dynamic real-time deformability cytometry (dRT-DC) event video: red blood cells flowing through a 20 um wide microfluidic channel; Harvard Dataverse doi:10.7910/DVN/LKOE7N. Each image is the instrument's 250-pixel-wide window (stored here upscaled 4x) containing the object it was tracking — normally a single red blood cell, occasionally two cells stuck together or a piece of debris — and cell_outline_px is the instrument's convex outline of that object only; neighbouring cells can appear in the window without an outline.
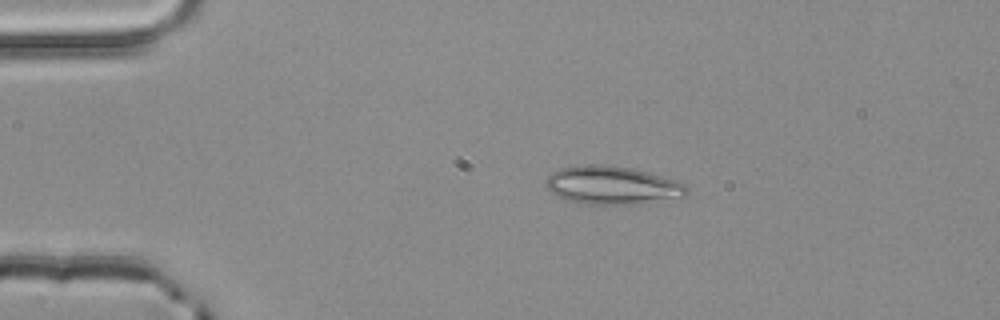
{"species": "common noctule bat (a hibernating species)", "species_latin": "Nyctalus noctula", "temperature_condition": "room temperature", "stored_images_in_passage": 3, "camera_frame_rate_fps": 3000, "um_per_image_px": 0.085, "animal": {"sex": "male", "body_mass_g": 20.4}, "frame": {"image": 1, "passage_image": 2, "time_ms": 0.333, "image_size_px": [1000, 320], "cell_outline_px": [[688, 192], [684, 196], [624, 204], [588, 204], [568, 200], [552, 192], [544, 184], [548, 176], [552, 172], [560, 168], [596, 164], [600, 164], [632, 168], [648, 172], [676, 180], [684, 184], [688, 188]], "centroid_in_image_um": [52.01, 15.73], "position_along_channel_um": 33.0, "area_um2": 30.58}}